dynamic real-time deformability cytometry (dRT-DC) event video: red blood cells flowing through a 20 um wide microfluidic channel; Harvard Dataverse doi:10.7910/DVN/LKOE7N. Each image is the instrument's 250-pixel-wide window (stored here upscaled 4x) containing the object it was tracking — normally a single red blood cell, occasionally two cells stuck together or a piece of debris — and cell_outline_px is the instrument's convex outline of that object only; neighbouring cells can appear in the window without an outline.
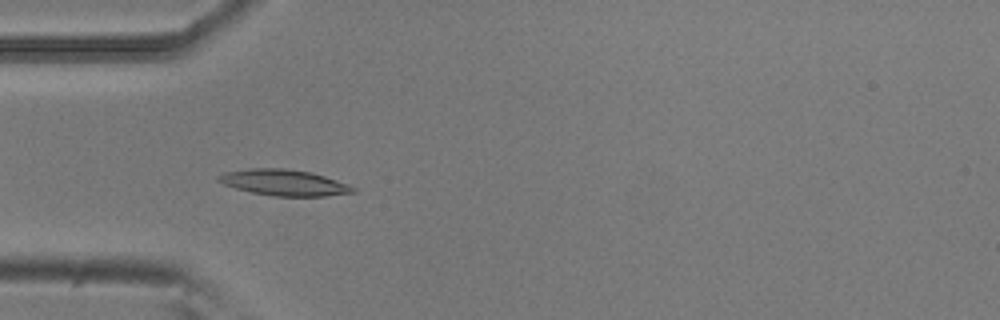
{"species": "common noctule bat (a hibernating species)", "species_latin": "Nyctalus noctula", "temperature_condition": "room temperature", "stored_images_in_passage": 38, "camera_frame_rate_fps": 3000, "um_per_image_px": 0.085, "animal": {"sex": "male", "body_mass_g": 20.5, "forearm_length_mm": 52.5}, "frame": {"image": 1, "passage_image": 1, "time_ms": 0.0, "image_size_px": [1000, 320], "cell_outline_px": [[356, 192], [324, 196], [272, 196], [252, 192], [236, 188], [224, 184], [216, 180], [216, 176], [224, 172], [248, 168], [284, 168], [312, 172], [336, 180], [356, 188]], "centroid_in_image_um": [24.11, 15.51], "position_along_channel_um": 60.9, "area_um2": 20.4}}
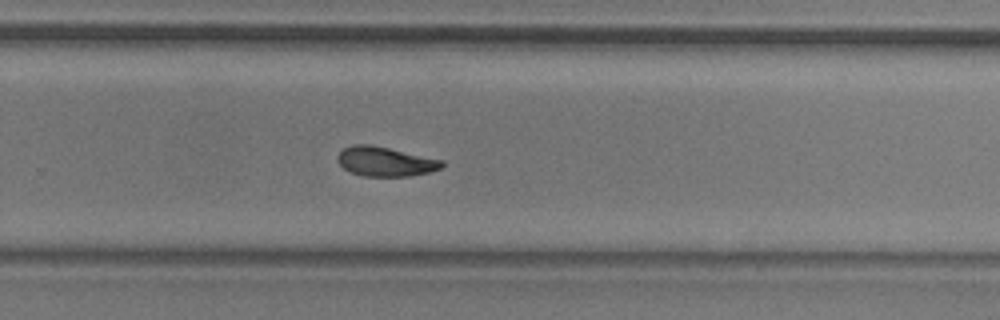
{"frame": {"image": 2, "passage_image": 20, "time_ms": 6.333, "image_size_px": [1000, 320], "cell_outline_px": [[444, 164], [440, 168], [428, 172], [408, 176], [364, 176], [352, 172], [344, 168], [336, 160], [336, 156], [344, 148], [352, 144], [372, 144], [444, 160]], "centroid_in_image_um": [32.73, 13.71], "position_along_channel_um": 297.1, "area_um2": 17.92}}
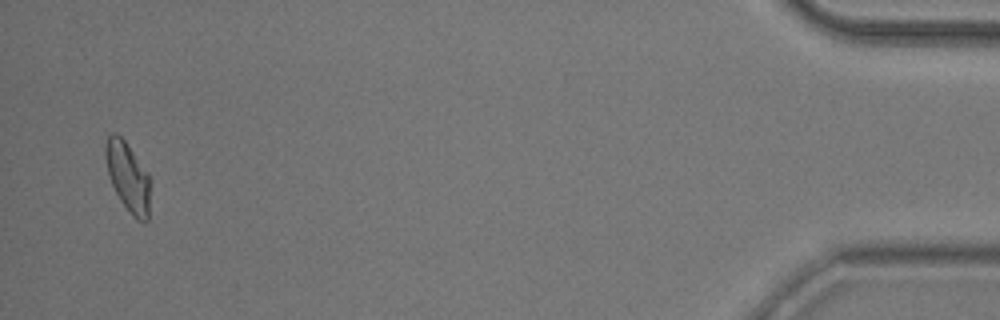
{"frame": {"image": 3, "passage_image": 37, "time_ms": 12.0, "image_size_px": [1000, 320], "cell_outline_px": [[152, 180], [148, 220], [144, 224], [136, 220], [132, 216], [120, 200], [112, 184], [108, 172], [104, 156], [104, 144], [108, 136], [112, 132], [116, 132], [124, 140], [148, 172]], "centroid_in_image_um": [10.91, 15.06], "position_along_channel_um": 424.3, "area_um2": 18.61}, "authors_computed_cell_mechanics": {"area_um2": 18.0625, "velocity_mm_per_s": 3.7525, "shape_relaxation_time_tau1_ms": 6.2948, "shape_relaxation_time_tau2_ms": 4.776, "deformation_change_tau1": 0.1806, "deformation_change_tau2": 0.1042}}